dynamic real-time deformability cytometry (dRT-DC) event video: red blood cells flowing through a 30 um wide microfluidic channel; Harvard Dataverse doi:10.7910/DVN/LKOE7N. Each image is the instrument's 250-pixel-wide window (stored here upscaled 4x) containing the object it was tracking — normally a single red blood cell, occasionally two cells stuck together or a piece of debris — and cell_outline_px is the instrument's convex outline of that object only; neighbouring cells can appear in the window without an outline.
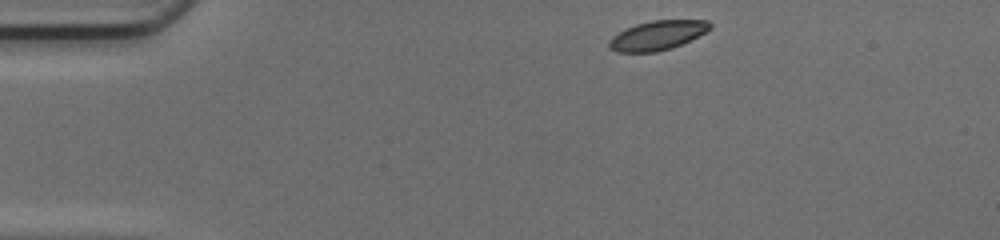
{"species": "common noctule bat (a hibernating species)", "species_latin": "Nyctalus noctula", "temperature_condition": "cold", "stored_images_in_passage": 42, "camera_frame_rate_fps": 3000, "um_per_image_px": 0.085, "animal": {"sex": "female", "body_mass_g": 17.0, "forearm_length_mm": 48.0}, "frame": {"image": 1, "passage_image": 1, "time_ms": 0.0, "image_size_px": [1000, 240], "cell_outline_px": [[712, 28], [672, 48], [656, 52], [616, 52], [608, 48], [608, 40], [612, 36], [624, 28], [636, 24], [652, 20], [708, 20], [712, 24]], "centroid_in_image_um": [55.82, 3.0], "position_along_channel_um": 29.2, "area_um2": 17.28}}
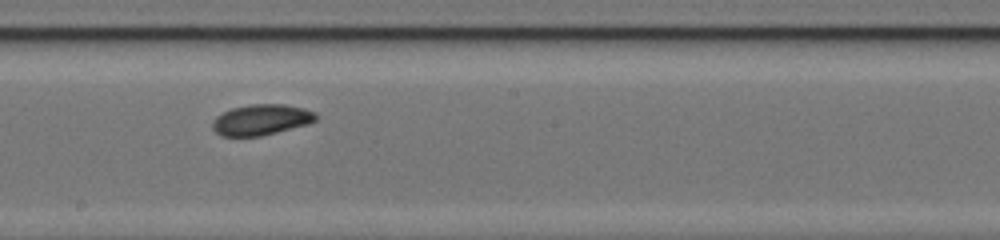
{"frame": {"image": 2, "passage_image": 20, "time_ms": 6.333, "image_size_px": [1000, 240], "cell_outline_px": [[320, 116], [316, 120], [308, 124], [260, 136], [220, 136], [212, 128], [212, 120], [216, 116], [232, 108], [252, 104], [284, 104], [304, 108], [316, 112]], "centroid_in_image_um": [22.22, 10.17], "position_along_channel_um": 226.0, "area_um2": 18.61}}
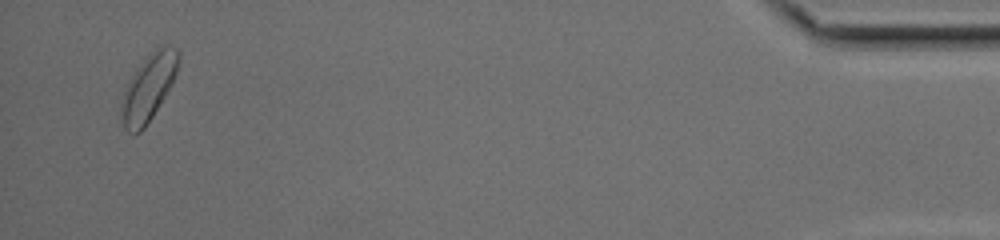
{"frame": {"image": 3, "passage_image": 40, "time_ms": 13.0, "image_size_px": [1000, 240], "cell_outline_px": [[180, 64], [172, 84], [152, 116], [144, 128], [140, 132], [132, 136], [124, 128], [120, 112], [120, 108], [124, 92], [132, 76], [140, 64], [160, 44], [172, 44], [180, 52]], "centroid_in_image_um": [12.66, 7.42], "position_along_channel_um": 422.5, "area_um2": 22.2}, "authors_computed_cell_mechanics": {"area_um2": 18.4671, "velocity_mm_per_s": 4.1752, "shape_relaxation_time_tau1_ms": 1.7451, "shape_relaxation_time_tau2_ms": null, "deformation_change_tau1": 0.1095, "deformation_change_tau2": null}}